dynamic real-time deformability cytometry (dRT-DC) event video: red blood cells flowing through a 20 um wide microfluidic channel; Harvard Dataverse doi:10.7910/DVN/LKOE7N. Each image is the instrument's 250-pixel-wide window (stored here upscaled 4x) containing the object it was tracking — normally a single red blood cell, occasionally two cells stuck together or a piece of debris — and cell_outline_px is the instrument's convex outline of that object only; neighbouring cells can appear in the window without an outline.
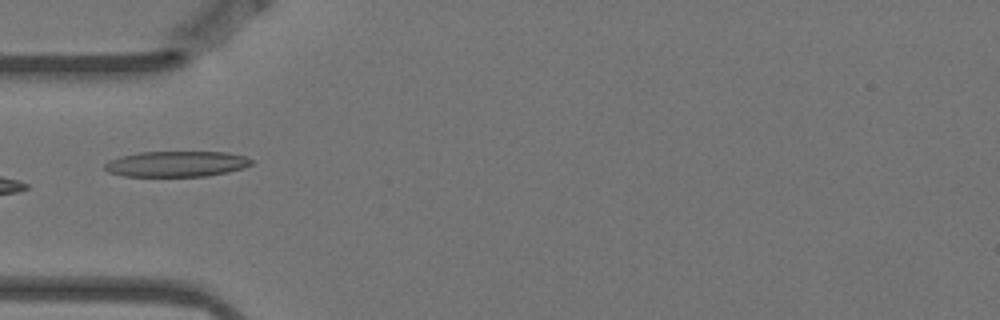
{"species": "Egyptian fruit bat (a non-hibernating species)", "species_latin": "Rousettus aegyptiacus", "temperature_condition": "warm", "stored_images_in_passage": 10, "camera_frame_rate_fps": 3000, "um_per_image_px": 0.085, "animal": {"sex": "female"}, "frame": {"image": 1, "passage_image": 5, "time_ms": 1.333, "image_size_px": [1000, 320], "cell_outline_px": [[252, 164], [244, 168], [228, 172], [204, 176], [124, 176], [108, 172], [104, 168], [104, 164], [108, 160], [120, 156], [140, 152], [228, 152], [244, 156], [252, 160]], "centroid_in_image_um": [14.98, 13.93], "position_along_channel_um": 70.0, "area_um2": 21.96}}
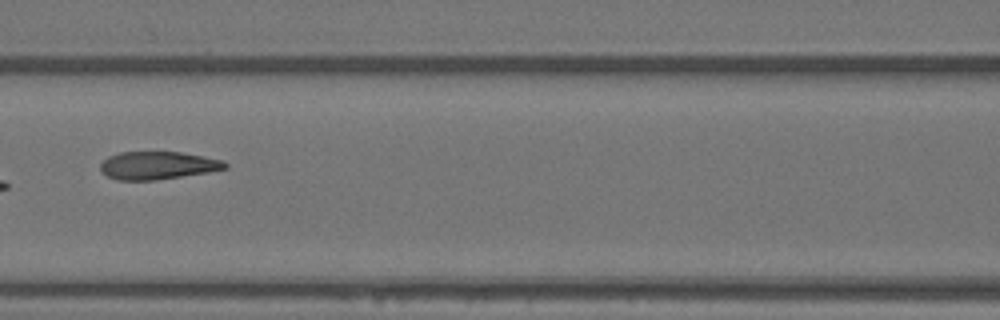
{"frame": {"image": 2, "passage_image": 7, "time_ms": 2.0, "image_size_px": [1000, 320], "cell_outline_px": [[228, 168], [208, 172], [156, 180], [116, 180], [108, 176], [100, 168], [100, 164], [108, 156], [120, 152], [180, 152], [204, 156], [224, 160], [228, 164]], "centroid_in_image_um": [13.43, 14.06], "position_along_channel_um": 153.2, "area_um2": 20.23}}
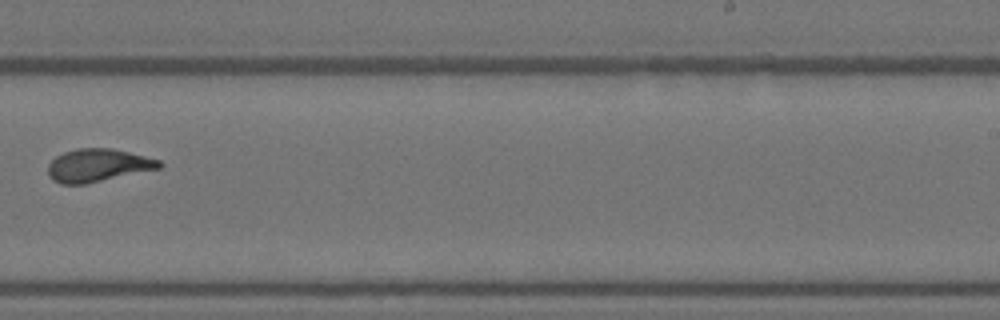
{"frame": {"image": 3, "passage_image": 10, "time_ms": 3.0, "image_size_px": [1000, 320], "cell_outline_px": [[164, 164], [160, 168], [84, 184], [60, 184], [52, 180], [48, 176], [48, 164], [56, 156], [64, 152], [76, 148], [112, 148], [160, 160]], "centroid_in_image_um": [8.29, 14.05], "position_along_channel_um": 280.7, "area_um2": 21.27}}